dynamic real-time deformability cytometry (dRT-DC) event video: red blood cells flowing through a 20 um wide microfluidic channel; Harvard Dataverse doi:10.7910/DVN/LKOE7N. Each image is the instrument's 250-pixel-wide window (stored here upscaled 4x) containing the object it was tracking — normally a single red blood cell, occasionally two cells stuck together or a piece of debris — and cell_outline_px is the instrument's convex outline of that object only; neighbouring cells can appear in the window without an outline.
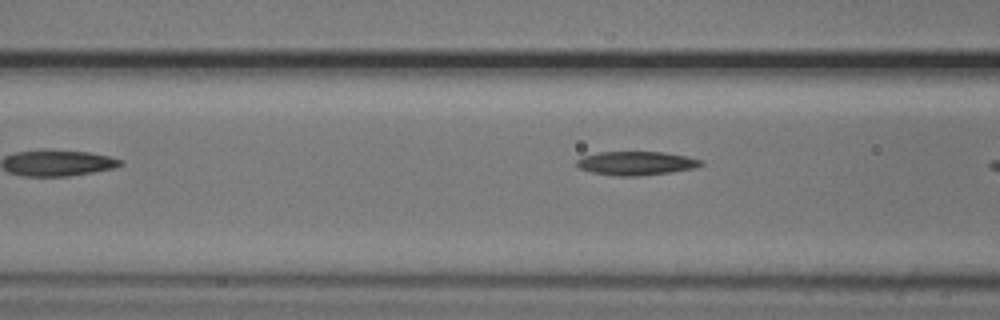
{"species": "common noctule bat (a hibernating species)", "species_latin": "Nyctalus noctula", "temperature_condition": "cold", "stored_images_in_passage": 6, "camera_frame_rate_fps": 3000, "um_per_image_px": 0.085, "animal": {"sex": "male", "body_mass_g": 20.5, "forearm_length_mm": 52.5}, "frame": {"image": 1, "passage_image": 5, "time_ms": 1.333, "image_size_px": [1000, 320], "cell_outline_px": [[704, 164], [696, 168], [672, 172], [640, 176], [616, 176], [592, 172], [580, 168], [576, 164], [576, 160], [584, 156], [600, 152], [664, 152], [688, 156], [704, 160]], "centroid_in_image_um": [54.14, 13.88], "position_along_channel_um": 112.5, "area_um2": 17.34}}